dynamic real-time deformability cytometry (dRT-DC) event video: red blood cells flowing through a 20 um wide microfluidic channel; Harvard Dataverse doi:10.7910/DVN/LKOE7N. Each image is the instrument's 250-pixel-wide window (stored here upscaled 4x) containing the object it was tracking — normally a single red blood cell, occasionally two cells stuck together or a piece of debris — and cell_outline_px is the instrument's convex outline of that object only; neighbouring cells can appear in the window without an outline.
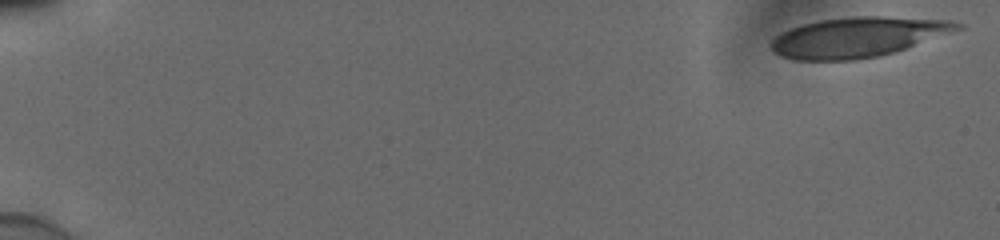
{"species": "human", "species_latin": "Homo sapiens", "temperature_condition": "cold", "stored_images_in_passage": 48, "camera_frame_rate_fps": 3000, "um_per_image_px": 0.085, "donor": {"sex": "male"}, "frame": {"image": 1, "passage_image": 1, "time_ms": 0.0, "image_size_px": [1000, 240], "cell_outline_px": [[964, 28], [896, 52], [880, 56], [852, 60], [796, 60], [780, 56], [768, 44], [776, 36], [792, 28], [804, 24], [820, 20], [852, 16], [880, 16], [948, 20], [964, 24]], "centroid_in_image_um": [72.95, 3.16], "position_along_channel_um": 12.1, "area_um2": 43.35}}
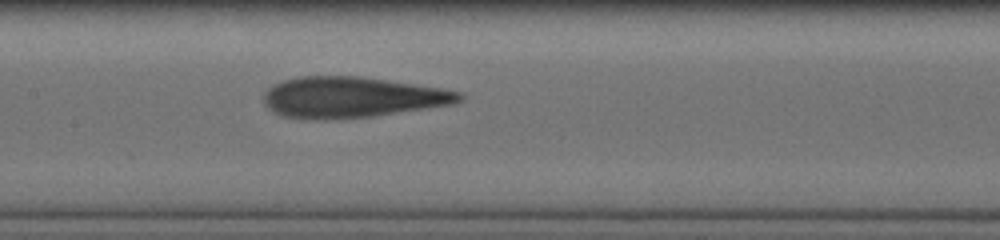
{"frame": {"image": 2, "passage_image": 28, "time_ms": 9.0, "image_size_px": [1000, 240], "cell_outline_px": [[464, 100], [452, 104], [372, 116], [324, 120], [280, 116], [268, 108], [264, 104], [264, 92], [272, 84], [284, 80], [300, 76], [356, 76], [388, 80], [440, 88], [464, 92]], "centroid_in_image_um": [29.89, 8.26], "position_along_channel_um": 177.5, "area_um2": 46.47}}
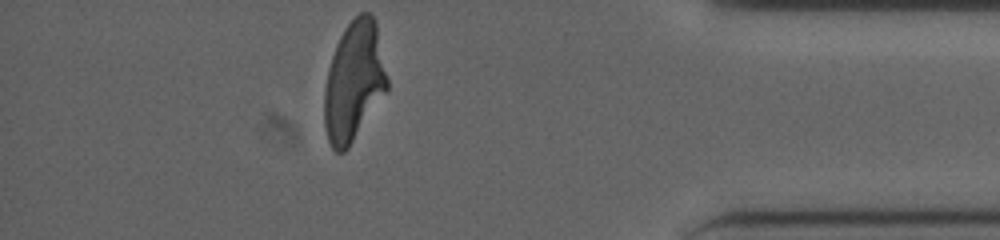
{"frame": {"image": 3, "passage_image": 48, "time_ms": 15.667, "image_size_px": [1000, 240], "cell_outline_px": [[388, 88], [348, 148], [344, 152], [336, 152], [332, 148], [328, 140], [324, 124], [324, 88], [328, 68], [336, 44], [344, 28], [360, 12], [372, 12], [376, 20], [388, 80]], "centroid_in_image_um": [30.08, 6.89], "position_along_channel_um": 405.1, "area_um2": 43.81}, "authors_computed_cell_mechanics": {"area_um2": 44.9973, "velocity_mm_per_s": 3.8723, "shape_relaxation_time_tau1_ms": 9.9829, "shape_relaxation_time_tau2_ms": 1.9381, "deformation_change_tau1": 0.3411, "deformation_change_tau2": 0.1175}}